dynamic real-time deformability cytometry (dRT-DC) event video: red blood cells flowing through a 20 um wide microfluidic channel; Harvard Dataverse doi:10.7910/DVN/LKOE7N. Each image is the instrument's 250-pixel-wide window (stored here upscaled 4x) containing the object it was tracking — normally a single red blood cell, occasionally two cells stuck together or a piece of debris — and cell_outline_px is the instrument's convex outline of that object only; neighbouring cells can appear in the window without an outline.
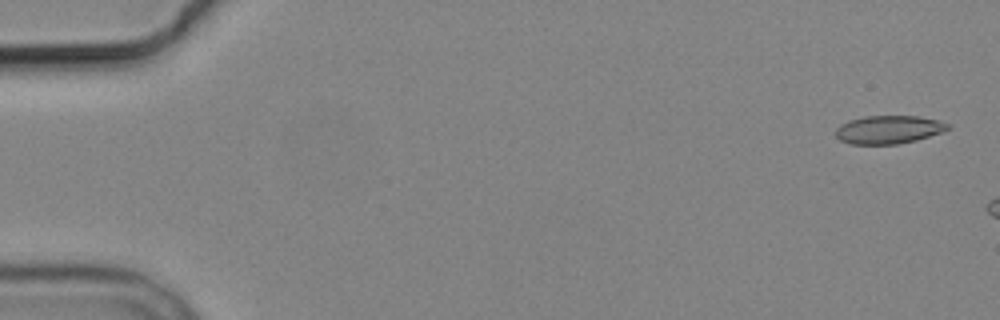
{"species": "common noctule bat (a hibernating species)", "species_latin": "Nyctalus noctula", "temperature_condition": "cold", "stored_images_in_passage": 3, "camera_frame_rate_fps": 3000, "um_per_image_px": 0.085, "animal": {"sex": "male", "body_mass_g": 19.2, "forearm_length_mm": 51.8}, "frame": {"image": 1, "passage_image": 1, "time_ms": 0.0, "image_size_px": [1000, 320], "cell_outline_px": [[952, 128], [916, 140], [896, 144], [848, 144], [840, 140], [836, 136], [836, 128], [840, 124], [848, 120], [864, 116], [916, 116], [936, 120], [948, 124]], "centroid_in_image_um": [75.48, 11.01], "position_along_channel_um": 9.5, "area_um2": 18.32}}